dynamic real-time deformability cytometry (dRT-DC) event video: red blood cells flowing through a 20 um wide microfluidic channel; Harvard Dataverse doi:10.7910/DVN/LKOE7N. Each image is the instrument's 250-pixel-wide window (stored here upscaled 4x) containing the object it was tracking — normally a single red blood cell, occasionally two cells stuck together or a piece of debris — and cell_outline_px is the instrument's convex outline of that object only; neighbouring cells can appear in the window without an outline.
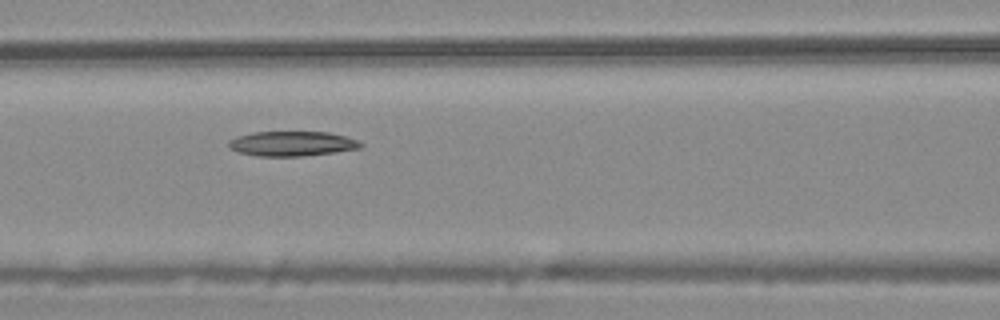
{"species": "common noctule bat (a hibernating species)", "species_latin": "Nyctalus noctula", "temperature_condition": "warm", "stored_images_in_passage": 11, "camera_frame_rate_fps": 3000, "um_per_image_px": 0.085, "animal": {"sex": "male", "body_mass_g": 20.4}, "frame": {"image": 1, "passage_image": 7, "time_ms": 2.0, "image_size_px": [1000, 320], "cell_outline_px": [[364, 144], [360, 148], [336, 152], [300, 156], [256, 156], [236, 152], [228, 148], [228, 140], [236, 136], [252, 132], [328, 132], [360, 140]], "centroid_in_image_um": [24.79, 12.21], "position_along_channel_um": 141.8, "area_um2": 19.31}}
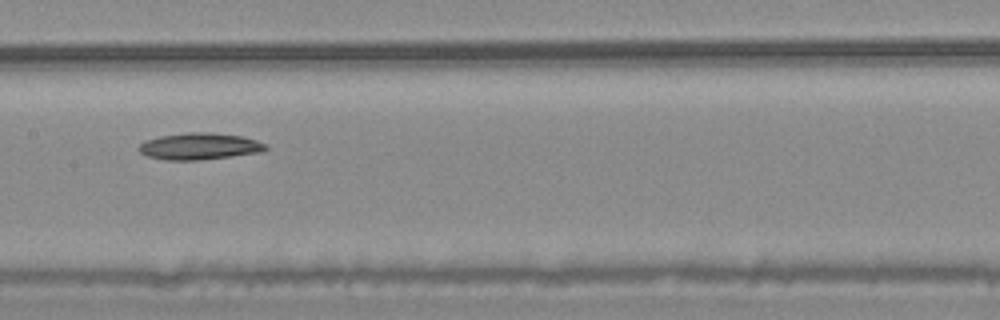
{"frame": {"image": 2, "passage_image": 8, "time_ms": 2.333, "image_size_px": [1000, 320], "cell_outline_px": [[268, 148], [264, 152], [232, 156], [196, 160], [164, 160], [148, 156], [140, 152], [136, 148], [144, 140], [160, 136], [188, 132], [208, 132], [240, 136], [256, 140], [268, 144]], "centroid_in_image_um": [16.96, 12.43], "position_along_channel_um": 190.4, "area_um2": 19.83}}